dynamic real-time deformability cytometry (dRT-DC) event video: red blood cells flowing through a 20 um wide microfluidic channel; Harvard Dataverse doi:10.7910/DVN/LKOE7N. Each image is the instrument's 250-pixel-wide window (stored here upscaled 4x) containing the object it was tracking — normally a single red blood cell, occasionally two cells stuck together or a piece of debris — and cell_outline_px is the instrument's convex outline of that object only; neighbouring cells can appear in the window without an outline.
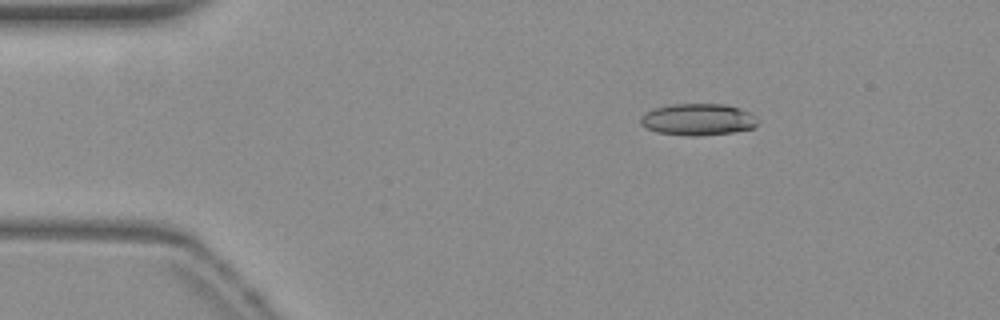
{"species": "common noctule bat (a hibernating species)", "species_latin": "Nyctalus noctula", "temperature_condition": "warm", "stored_images_in_passage": 54, "camera_frame_rate_fps": 3000, "um_per_image_px": 0.085, "animal": {"sex": "female", "body_mass_g": 19.3, "forearm_length_mm": 54.1}, "frame": {"image": 1, "passage_image": 9, "time_ms": 2.667, "image_size_px": [1000, 320], "cell_outline_px": [[756, 124], [752, 128], [732, 132], [688, 136], [656, 132], [640, 124], [640, 116], [652, 108], [668, 104], [724, 104], [740, 108], [752, 112], [756, 116]], "centroid_in_image_um": [59.29, 10.14], "position_along_channel_um": 25.7, "area_um2": 21.68}}
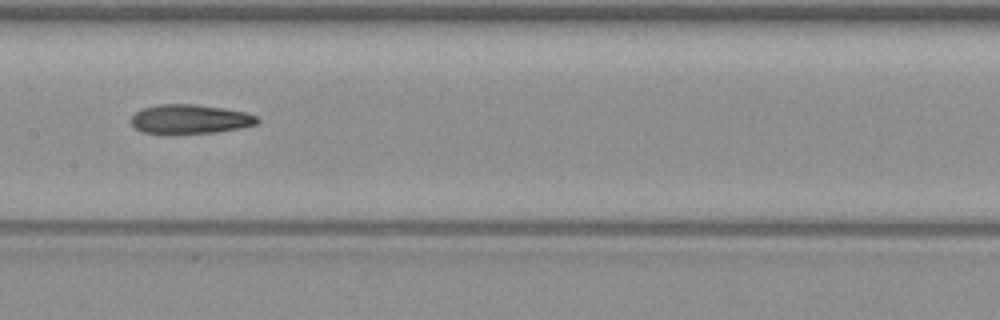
{"frame": {"image": 2, "passage_image": 27, "time_ms": 8.667, "image_size_px": [1000, 320], "cell_outline_px": [[260, 120], [256, 124], [216, 132], [140, 132], [132, 124], [132, 116], [140, 108], [160, 104], [196, 104], [224, 108], [244, 112], [256, 116]], "centroid_in_image_um": [16.14, 10.09], "position_along_channel_um": 191.3, "area_um2": 20.92}}
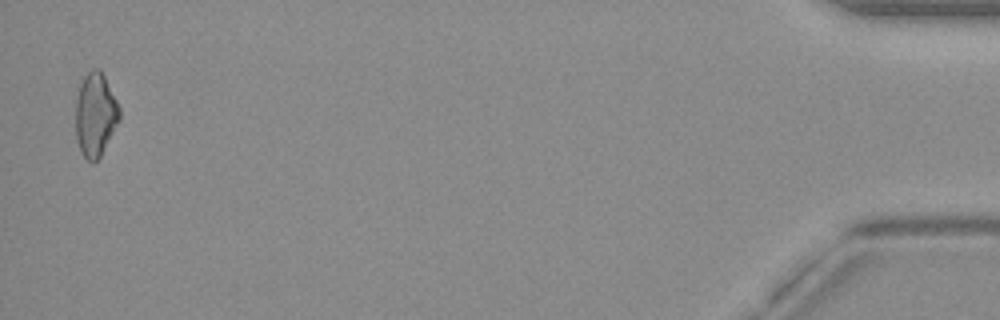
{"frame": {"image": 3, "passage_image": 53, "time_ms": 17.333, "image_size_px": [1000, 320], "cell_outline_px": [[120, 120], [100, 156], [92, 164], [84, 156], [80, 148], [76, 136], [76, 96], [80, 84], [84, 76], [92, 68], [100, 68], [120, 108]], "centroid_in_image_um": [8.11, 9.72], "position_along_channel_um": 427.1, "area_um2": 21.21}, "authors_computed_cell_mechanics": {"area_um2": 21.5305, "velocity_mm_per_s": 3.8513, "shape_relaxation_time_tau1_ms": null, "shape_relaxation_time_tau2_ms": 3.1234, "deformation_change_tau1": null, "deformation_change_tau2": 0.1354}}